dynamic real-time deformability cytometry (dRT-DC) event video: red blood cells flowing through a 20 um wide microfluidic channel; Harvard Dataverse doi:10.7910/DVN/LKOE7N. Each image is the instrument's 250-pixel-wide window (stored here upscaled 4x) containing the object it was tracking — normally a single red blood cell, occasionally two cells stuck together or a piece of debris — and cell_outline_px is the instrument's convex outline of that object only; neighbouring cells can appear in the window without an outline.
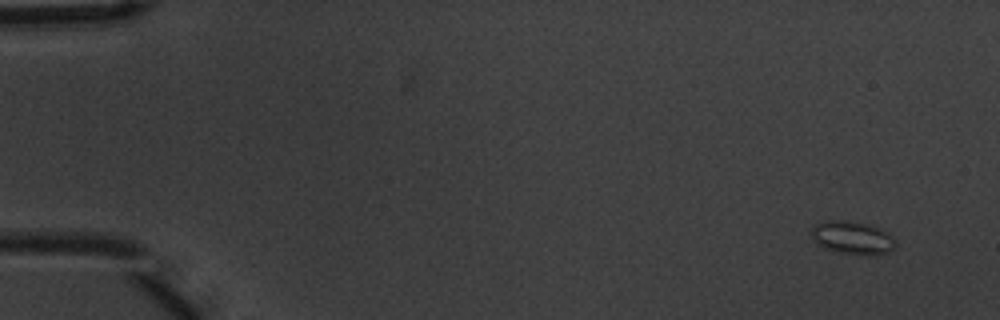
{"species": "common noctule bat (a hibernating species)", "species_latin": "Nyctalus noctula", "temperature_condition": "warm", "stored_images_in_passage": 5, "camera_frame_rate_fps": 3000, "um_per_image_px": 0.085, "animal": {"sex": "male", "body_mass_g": 20.1, "forearm_length_mm": 53.5}, "frame": {"image": 1, "passage_image": 1, "time_ms": 0.0, "image_size_px": [1000, 320], "cell_outline_px": [[896, 244], [888, 252], [876, 256], [860, 256], [836, 252], [816, 244], [812, 236], [812, 228], [816, 224], [828, 220], [844, 220], [868, 224], [888, 232], [896, 240]], "centroid_in_image_um": [72.48, 20.23], "position_along_channel_um": 12.5, "area_um2": 16.47}}
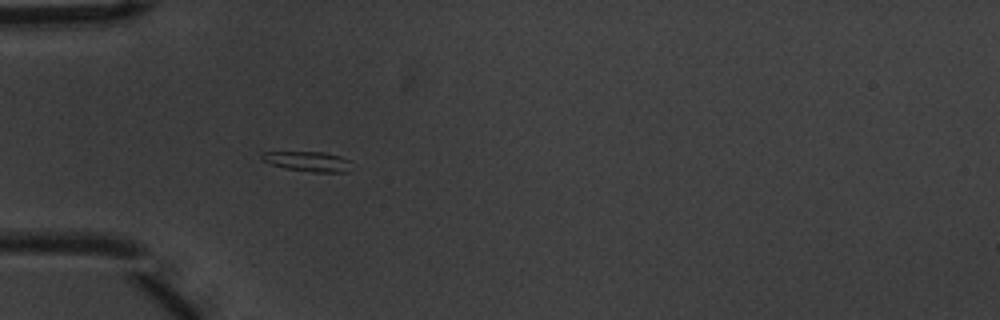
{"frame": {"image": 2, "passage_image": 5, "time_ms": 1.333, "image_size_px": [1000, 320], "cell_outline_px": [[352, 160], [348, 172], [312, 172], [284, 168], [272, 164], [264, 160], [260, 156], [264, 152], [324, 152], [340, 156]], "centroid_in_image_um": [26.23, 13.72], "position_along_channel_um": 58.8, "area_um2": 10.4}}